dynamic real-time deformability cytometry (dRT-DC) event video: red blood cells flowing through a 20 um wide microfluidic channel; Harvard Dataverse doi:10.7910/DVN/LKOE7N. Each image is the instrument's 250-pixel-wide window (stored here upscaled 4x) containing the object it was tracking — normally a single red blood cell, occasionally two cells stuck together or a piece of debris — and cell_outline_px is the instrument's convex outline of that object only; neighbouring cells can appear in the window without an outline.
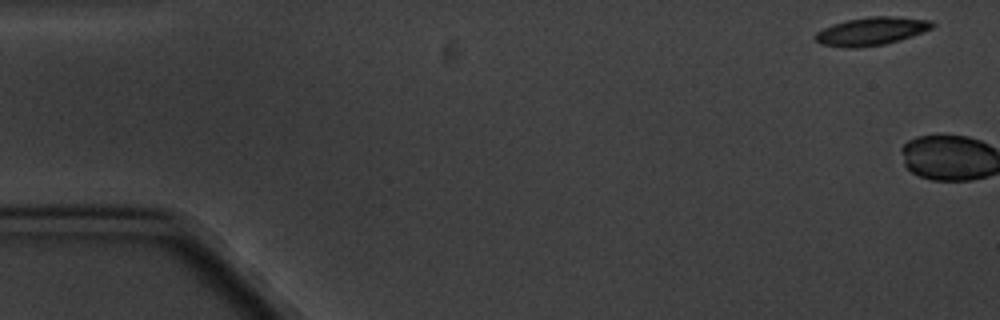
{"species": "common noctule bat (a hibernating species)", "species_latin": "Nyctalus noctula", "temperature_condition": "cold", "stored_images_in_passage": 6, "camera_frame_rate_fps": 3000, "um_per_image_px": 0.085, "animal": {"sex": "male", "body_mass_g": 20.1, "forearm_length_mm": 53.5}, "frame": {"image": 1, "passage_image": 1, "time_ms": 0.0, "image_size_px": [1000, 320], "cell_outline_px": [[936, 24], [932, 28], [912, 36], [900, 40], [884, 44], [852, 48], [848, 48], [820, 44], [812, 36], [816, 32], [832, 24], [848, 20], [868, 16], [892, 16], [932, 20]], "centroid_in_image_um": [74.06, 2.65], "position_along_channel_um": 10.9, "area_um2": 19.19}}